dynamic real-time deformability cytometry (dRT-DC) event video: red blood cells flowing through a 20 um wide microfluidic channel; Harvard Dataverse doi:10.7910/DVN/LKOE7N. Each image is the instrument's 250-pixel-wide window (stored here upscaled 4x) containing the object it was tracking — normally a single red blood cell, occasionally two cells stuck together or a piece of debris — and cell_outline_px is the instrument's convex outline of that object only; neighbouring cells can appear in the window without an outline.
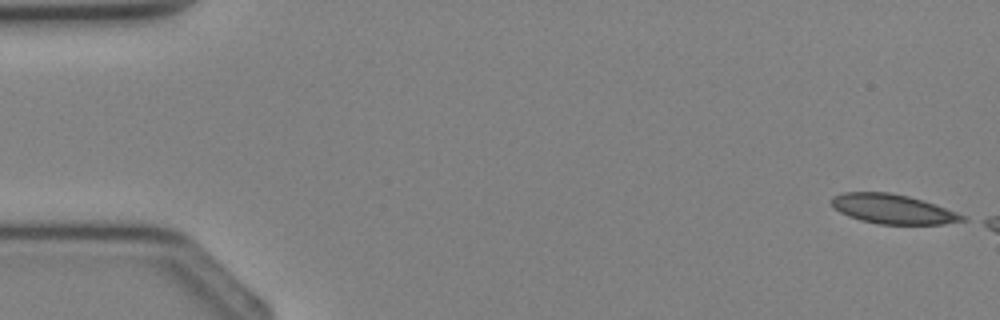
{"species": "Egyptian fruit bat (a non-hibernating species)", "species_latin": "Rousettus aegyptiacus", "temperature_condition": "cold", "stored_images_in_passage": 6, "camera_frame_rate_fps": 3000, "um_per_image_px": 0.085, "animal": {"sex": "female"}, "frame": {"image": 1, "passage_image": 1, "time_ms": 0.0, "image_size_px": [1000, 320], "cell_outline_px": [[968, 220], [944, 224], [880, 224], [860, 220], [848, 216], [840, 212], [832, 204], [832, 196], [844, 192], [888, 192], [908, 196], [924, 200], [936, 204], [968, 216]], "centroid_in_image_um": [75.95, 17.77], "position_along_channel_um": 9.0, "area_um2": 22.6}}